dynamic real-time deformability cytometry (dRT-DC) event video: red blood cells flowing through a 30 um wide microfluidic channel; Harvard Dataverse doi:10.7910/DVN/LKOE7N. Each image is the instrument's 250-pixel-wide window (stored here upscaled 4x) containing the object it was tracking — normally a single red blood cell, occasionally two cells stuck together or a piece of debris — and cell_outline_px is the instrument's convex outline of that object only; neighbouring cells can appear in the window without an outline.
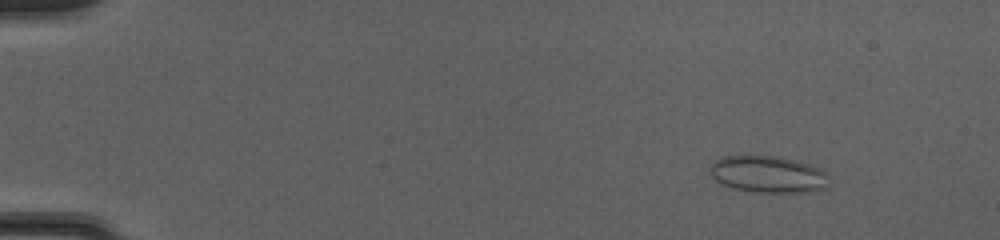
{"species": "common noctule bat (a hibernating species)", "species_latin": "Nyctalus noctula", "temperature_condition": "cold", "stored_images_in_passage": 51, "camera_frame_rate_fps": 3000, "um_per_image_px": 0.085, "animal": {"sex": "female", "body_mass_g": 20.0, "forearm_length_mm": 54.0}, "frame": {"image": 1, "passage_image": 7, "time_ms": 2.0, "image_size_px": [1000, 240], "cell_outline_px": [[824, 188], [792, 192], [756, 192], [732, 188], [720, 184], [712, 176], [712, 164], [716, 160], [724, 156], [772, 156], [796, 160], [808, 164], [824, 172]], "centroid_in_image_um": [65.17, 14.81], "position_along_channel_um": 19.8, "area_um2": 24.57}}
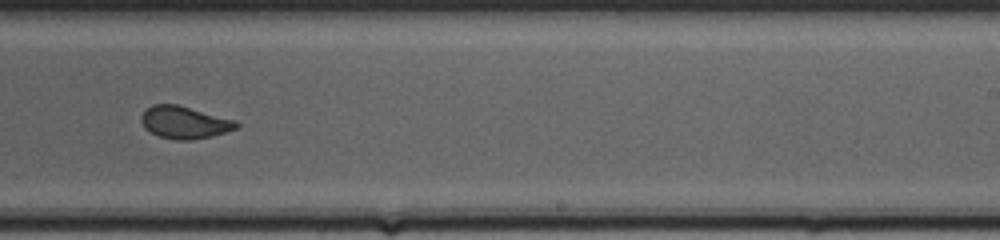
{"frame": {"image": 2, "passage_image": 34, "time_ms": 11.0, "image_size_px": [1000, 240], "cell_outline_px": [[240, 124], [236, 128], [212, 136], [188, 140], [176, 140], [160, 136], [144, 128], [140, 120], [140, 116], [152, 104], [176, 104], [236, 120]], "centroid_in_image_um": [15.67, 10.4], "position_along_channel_um": 273.3, "area_um2": 17.74}}
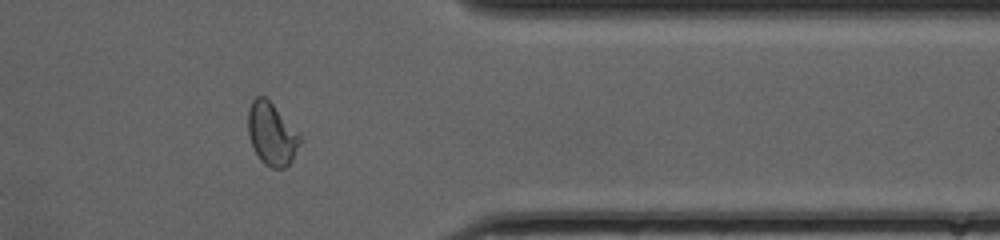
{"frame": {"image": 3, "passage_image": 43, "time_ms": 14.0, "image_size_px": [1000, 240], "cell_outline_px": [[300, 144], [292, 160], [284, 168], [272, 168], [264, 164], [260, 160], [248, 136], [248, 108], [252, 100], [256, 96], [264, 96], [272, 104], [300, 136]], "centroid_in_image_um": [23.06, 11.4], "position_along_channel_um": 388.3, "area_um2": 18.5}, "authors_computed_cell_mechanics": {"area_um2": 19.074, "velocity_mm_per_s": 4.1591, "shape_relaxation_time_tau1_ms": null, "shape_relaxation_time_tau2_ms": 0.6017, "deformation_change_tau1": null, "deformation_change_tau2": 0.0584}}